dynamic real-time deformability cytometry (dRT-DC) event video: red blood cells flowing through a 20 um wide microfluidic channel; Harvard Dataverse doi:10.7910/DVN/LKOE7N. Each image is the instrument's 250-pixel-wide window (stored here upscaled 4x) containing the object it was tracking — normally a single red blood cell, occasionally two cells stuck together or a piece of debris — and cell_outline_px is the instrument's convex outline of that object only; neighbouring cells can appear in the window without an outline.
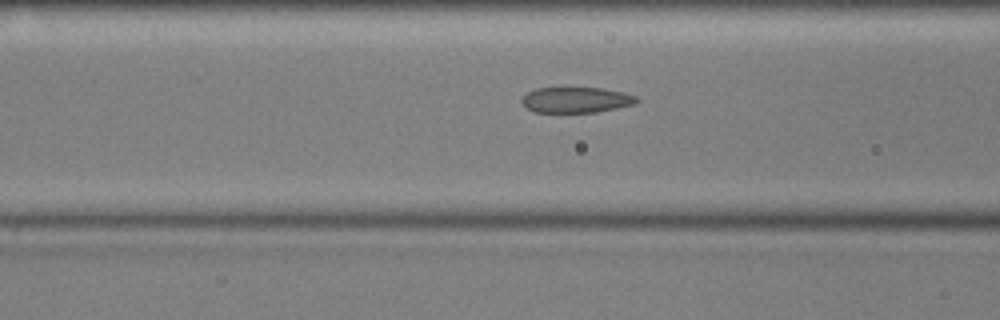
{"species": "common noctule bat (a hibernating species)", "species_latin": "Nyctalus noctula", "temperature_condition": "cold", "stored_images_in_passage": 55, "camera_frame_rate_fps": 3000, "um_per_image_px": 0.085, "animal": {"sex": "male", "body_mass_g": 17.9, "forearm_length_mm": 54.2}, "frame": {"image": 1, "passage_image": 21, "time_ms": 6.667, "image_size_px": [1000, 320], "cell_outline_px": [[640, 100], [636, 104], [596, 112], [536, 112], [528, 108], [520, 100], [528, 92], [536, 88], [604, 88], [636, 96]], "centroid_in_image_um": [48.99, 8.49], "position_along_channel_um": 117.6, "area_um2": 16.99}}
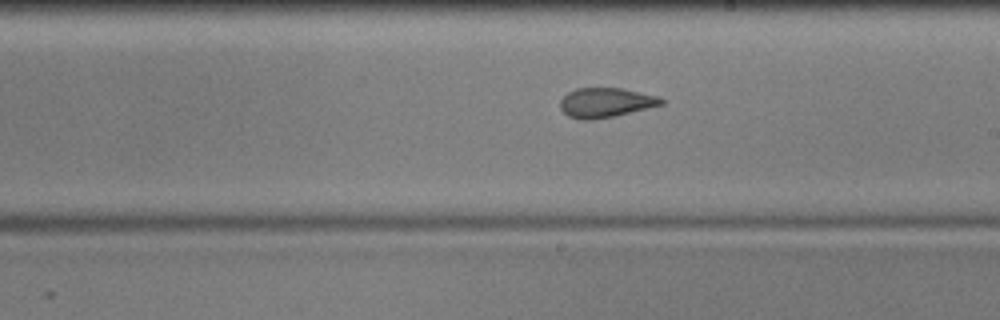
{"frame": {"image": 2, "passage_image": 31, "time_ms": 10.0, "image_size_px": [1000, 320], "cell_outline_px": [[664, 104], [648, 108], [612, 116], [592, 120], [580, 120], [568, 116], [560, 108], [560, 100], [568, 92], [576, 88], [620, 88], [660, 96], [664, 100]], "centroid_in_image_um": [51.48, 8.72], "position_along_channel_um": 237.5, "area_um2": 17.4}}
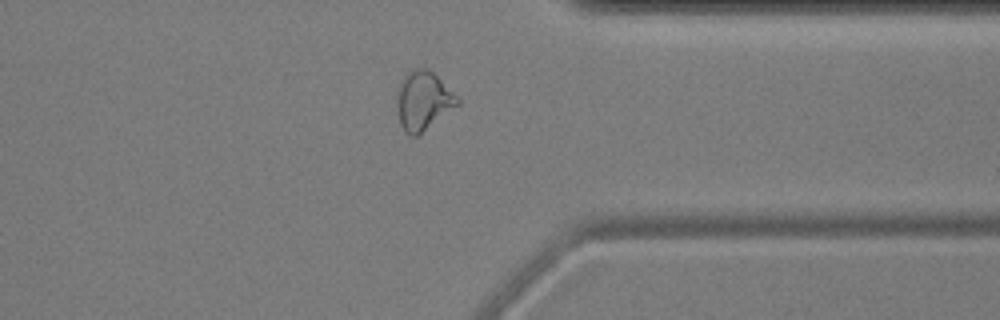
{"frame": {"image": 3, "passage_image": 43, "time_ms": 14.0, "image_size_px": [1000, 320], "cell_outline_px": [[460, 104], [416, 136], [408, 136], [404, 132], [400, 124], [396, 104], [396, 92], [404, 76], [408, 72], [416, 68], [424, 68], [432, 72], [460, 100]], "centroid_in_image_um": [35.93, 8.58], "position_along_channel_um": 375.5, "area_um2": 20.46}, "authors_computed_cell_mechanics": {"area_um2": 19.8832, "velocity_mm_per_s": 3.5938, "shape_relaxation_time_tau1_ms": null, "shape_relaxation_time_tau2_ms": 0.9116, "deformation_change_tau1": null, "deformation_change_tau2": 0.067}}